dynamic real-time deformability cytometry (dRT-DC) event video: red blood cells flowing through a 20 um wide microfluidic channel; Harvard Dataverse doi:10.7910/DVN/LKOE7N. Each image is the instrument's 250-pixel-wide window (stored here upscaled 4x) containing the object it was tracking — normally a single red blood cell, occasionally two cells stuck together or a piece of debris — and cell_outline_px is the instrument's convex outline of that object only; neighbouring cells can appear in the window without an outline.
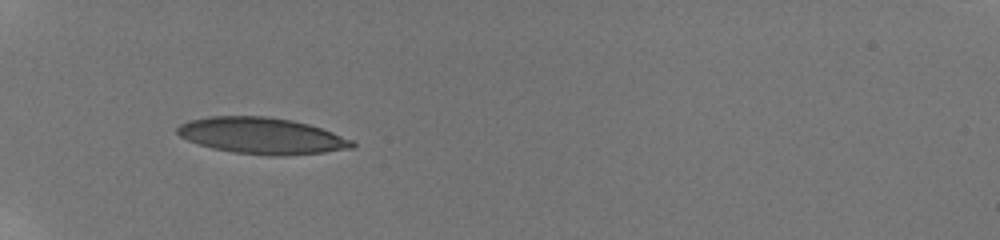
{"species": "human", "species_latin": "Homo sapiens", "temperature_condition": "room temperature", "stored_images_in_passage": 17, "camera_frame_rate_fps": 3000, "um_per_image_px": 0.085, "donor": {"sex": "male"}, "frame": {"image": 1, "passage_image": 1, "time_ms": 0.0, "image_size_px": [1000, 240], "cell_outline_px": [[356, 148], [324, 152], [284, 156], [268, 156], [232, 152], [212, 148], [188, 140], [180, 136], [176, 132], [176, 128], [180, 124], [188, 120], [208, 116], [268, 116], [292, 120], [308, 124], [332, 132], [352, 140], [356, 144]], "centroid_in_image_um": [22.25, 11.54], "position_along_channel_um": 62.7, "area_um2": 37.22}}